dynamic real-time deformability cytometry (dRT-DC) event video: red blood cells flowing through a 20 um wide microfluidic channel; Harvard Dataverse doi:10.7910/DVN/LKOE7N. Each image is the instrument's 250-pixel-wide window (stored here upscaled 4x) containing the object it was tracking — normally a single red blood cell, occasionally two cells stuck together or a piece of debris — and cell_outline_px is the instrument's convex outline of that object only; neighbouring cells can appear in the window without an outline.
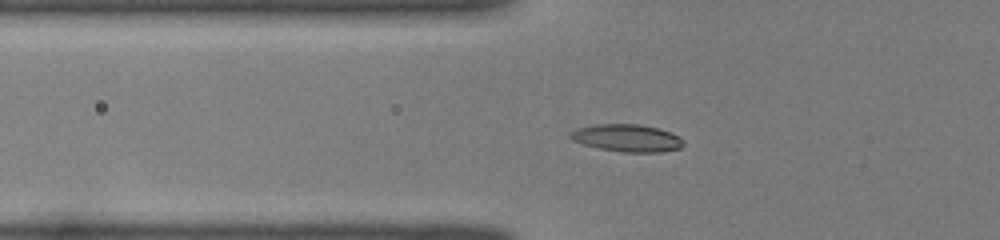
{"species": "common noctule bat (a hibernating species)", "species_latin": "Nyctalus noctula", "temperature_condition": "room temperature", "stored_images_in_passage": 49, "camera_frame_rate_fps": 3000, "um_per_image_px": 0.085, "animal": {"sex": "female", "body_mass_g": 22.0, "forearm_length_mm": 56.7}, "frame": {"image": 1, "passage_image": 18, "time_ms": 5.667, "image_size_px": [1000, 240], "cell_outline_px": [[684, 144], [680, 148], [660, 152], [624, 152], [600, 148], [584, 144], [572, 140], [568, 136], [572, 132], [580, 128], [596, 124], [636, 124], [660, 128], [680, 136], [684, 140]], "centroid_in_image_um": [53.35, 11.73], "position_along_channel_um": 72.4, "area_um2": 17.92}}
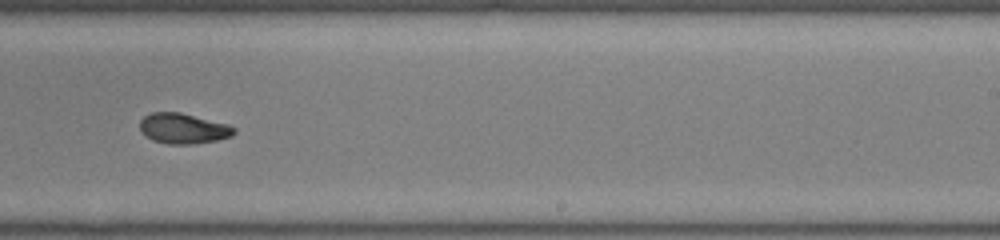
{"frame": {"image": 2, "passage_image": 33, "time_ms": 10.667, "image_size_px": [1000, 240], "cell_outline_px": [[236, 132], [232, 136], [216, 140], [192, 144], [168, 144], [152, 140], [140, 132], [140, 120], [144, 116], [152, 112], [180, 112], [228, 124], [236, 128]], "centroid_in_image_um": [15.56, 10.92], "position_along_channel_um": 273.4, "area_um2": 16.76}}
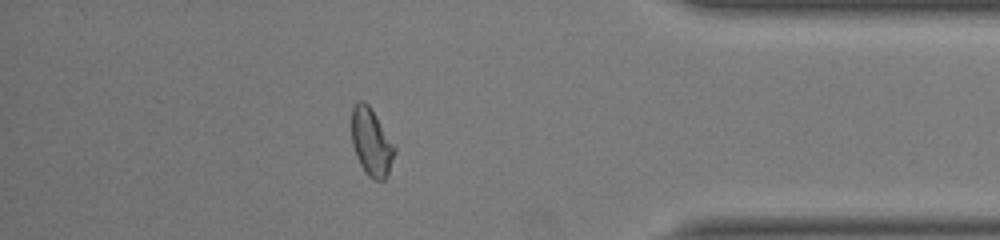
{"frame": {"image": 3, "passage_image": 44, "time_ms": 14.333, "image_size_px": [1000, 240], "cell_outline_px": [[396, 152], [388, 176], [384, 180], [372, 180], [368, 176], [360, 164], [356, 156], [352, 144], [352, 108], [356, 100], [364, 100], [368, 104], [376, 116], [396, 148]], "centroid_in_image_um": [31.57, 12.1], "position_along_channel_um": 403.6, "area_um2": 16.99}}